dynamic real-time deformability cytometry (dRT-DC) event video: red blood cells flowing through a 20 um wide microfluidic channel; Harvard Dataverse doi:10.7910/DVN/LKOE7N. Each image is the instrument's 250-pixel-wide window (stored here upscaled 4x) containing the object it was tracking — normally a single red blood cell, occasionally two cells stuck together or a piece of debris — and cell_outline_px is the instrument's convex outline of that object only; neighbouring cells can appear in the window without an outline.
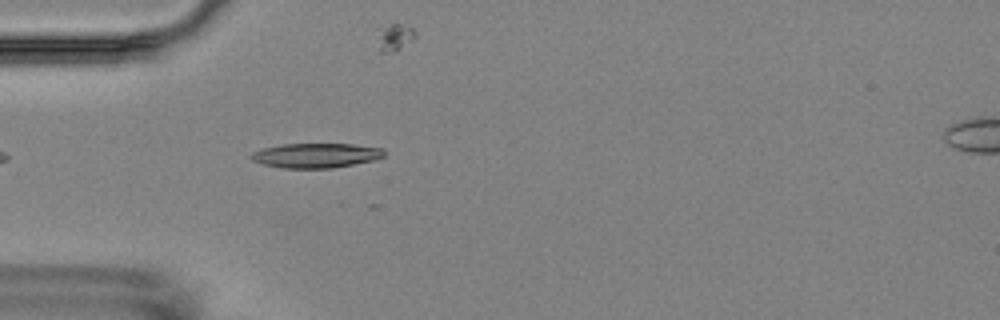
{"species": "Egyptian fruit bat (a non-hibernating species)", "species_latin": "Rousettus aegyptiacus", "temperature_condition": "room temperature", "stored_images_in_passage": 5, "camera_frame_rate_fps": 3000, "um_per_image_px": 0.085, "animal": {"sex": "female"}, "frame": {"image": 1, "passage_image": 2, "time_ms": 1.333, "image_size_px": [1000, 320], "cell_outline_px": [[384, 156], [376, 160], [332, 168], [284, 168], [264, 164], [252, 160], [248, 156], [252, 152], [264, 148], [284, 144], [352, 144], [384, 148]], "centroid_in_image_um": [26.88, 13.21], "position_along_channel_um": 58.1, "area_um2": 19.07}}